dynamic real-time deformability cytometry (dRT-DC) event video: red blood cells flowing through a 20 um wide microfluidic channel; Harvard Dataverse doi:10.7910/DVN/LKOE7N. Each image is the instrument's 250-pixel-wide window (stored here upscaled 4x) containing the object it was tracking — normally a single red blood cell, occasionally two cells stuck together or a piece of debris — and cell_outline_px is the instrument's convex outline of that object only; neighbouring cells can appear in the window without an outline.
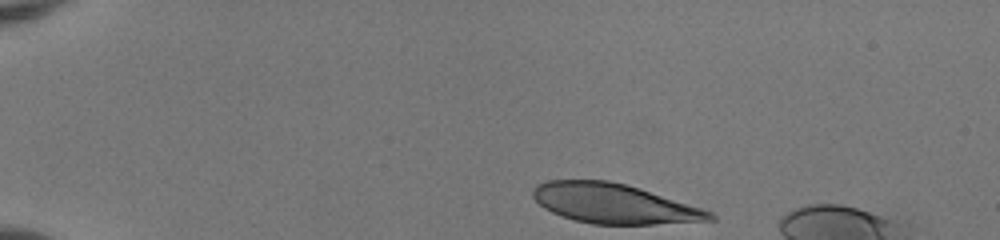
{"species": "human", "species_latin": "Homo sapiens", "temperature_condition": "room temperature", "stored_images_in_passage": 37, "camera_frame_rate_fps": 3000, "um_per_image_px": 0.085, "donor": {"sex": "female"}, "frame": {"image": 1, "passage_image": 1, "time_ms": 0.0, "image_size_px": [1000, 240], "cell_outline_px": [[716, 220], [652, 224], [592, 224], [576, 220], [552, 212], [544, 208], [532, 196], [532, 192], [536, 184], [548, 180], [608, 180], [640, 188], [712, 212], [716, 216]], "centroid_in_image_um": [52.17, 17.3], "position_along_channel_um": 32.8, "area_um2": 40.52}}
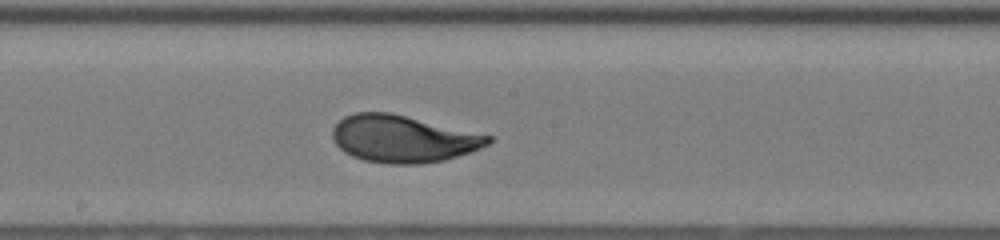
{"frame": {"image": 2, "passage_image": 21, "time_ms": 6.667, "image_size_px": [1000, 240], "cell_outline_px": [[492, 140], [488, 144], [472, 152], [444, 160], [420, 164], [388, 164], [364, 160], [352, 156], [344, 152], [336, 144], [332, 136], [332, 128], [344, 116], [356, 112], [388, 112], [492, 136]], "centroid_in_image_um": [34.23, 11.81], "position_along_channel_um": 214.0, "area_um2": 42.54}}
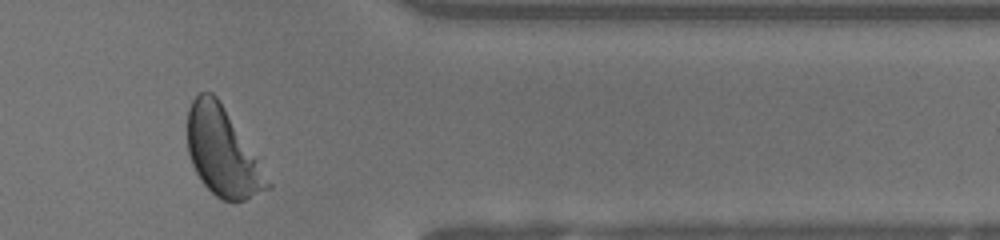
{"frame": {"image": 3, "passage_image": 35, "time_ms": 11.333, "image_size_px": [1000, 240], "cell_outline_px": [[272, 184], [268, 188], [244, 200], [220, 200], [200, 180], [192, 164], [188, 152], [188, 108], [192, 100], [200, 92], [212, 92], [216, 96], [224, 108]], "centroid_in_image_um": [18.86, 12.92], "position_along_channel_um": 392.5, "area_um2": 39.88}, "authors_computed_cell_mechanics": {"area_um2": 42.1362, "velocity_mm_per_s": 4.0248, "shape_relaxation_time_tau1_ms": 2.9975, "shape_relaxation_time_tau2_ms": null, "deformation_change_tau1": 0.1941, "deformation_change_tau2": null}}